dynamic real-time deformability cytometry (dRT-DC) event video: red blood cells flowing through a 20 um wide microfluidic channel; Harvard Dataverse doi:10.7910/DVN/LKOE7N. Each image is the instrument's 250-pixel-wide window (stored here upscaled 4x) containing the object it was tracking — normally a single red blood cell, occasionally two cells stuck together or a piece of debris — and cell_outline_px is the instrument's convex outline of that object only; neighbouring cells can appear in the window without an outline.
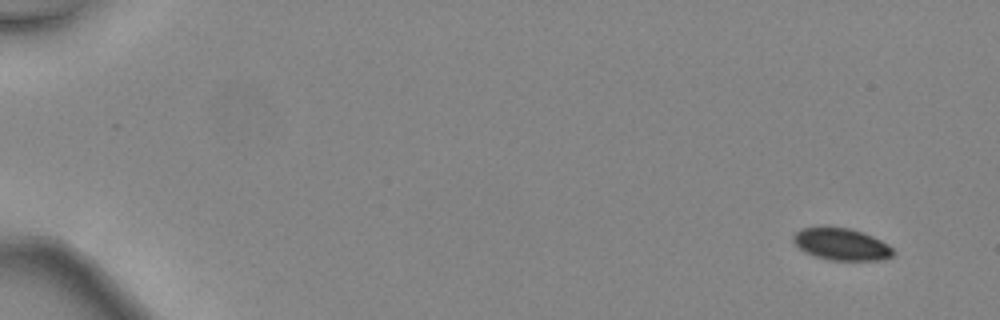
{"species": "common noctule bat (a hibernating species)", "species_latin": "Nyctalus noctula", "temperature_condition": "warm", "stored_images_in_passage": 44, "camera_frame_rate_fps": 3000, "um_per_image_px": 0.085, "animal": {"sex": "female", "body_mass_g": 24.6, "forearm_length_mm": 56.2}, "frame": {"image": 1, "passage_image": 1, "time_ms": 0.0, "image_size_px": [1000, 320], "cell_outline_px": [[896, 252], [892, 256], [880, 260], [828, 260], [804, 252], [792, 240], [792, 236], [800, 228], [824, 224], [848, 228], [872, 236], [888, 244]], "centroid_in_image_um": [71.47, 20.72], "position_along_channel_um": 13.5, "area_um2": 19.02}}
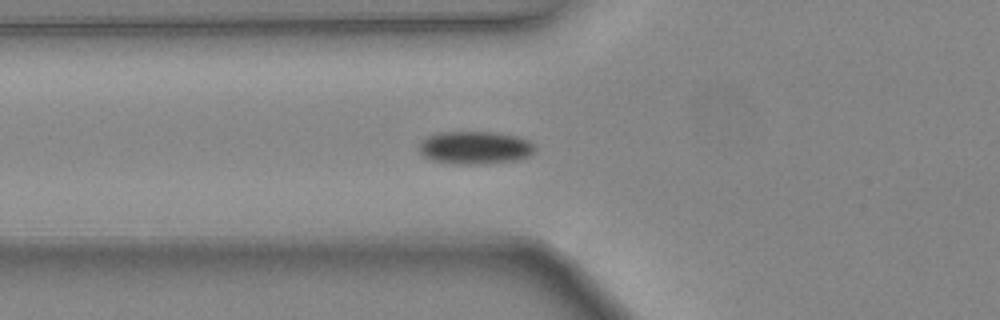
{"frame": {"image": 2, "passage_image": 17, "time_ms": 5.333, "image_size_px": [1000, 320], "cell_outline_px": [[536, 152], [528, 156], [516, 160], [480, 164], [452, 164], [432, 160], [424, 156], [420, 152], [420, 140], [428, 136], [440, 132], [496, 132], [516, 136], [528, 140], [536, 144]], "centroid_in_image_um": [40.4, 12.55], "position_along_channel_um": 85.4, "area_um2": 22.37}}
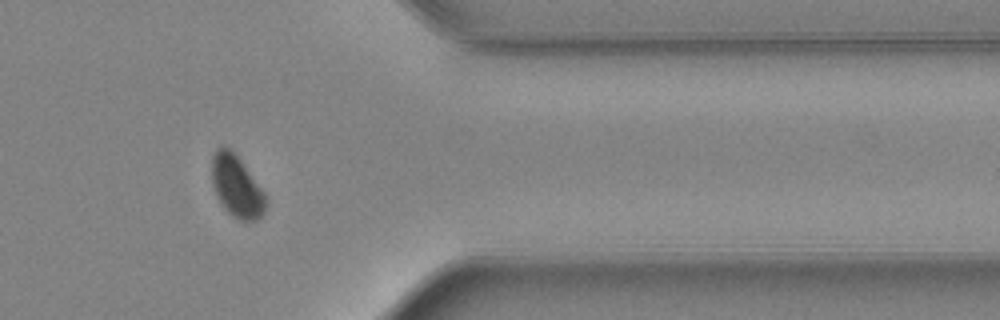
{"frame": {"image": 3, "passage_image": 38, "time_ms": 12.333, "image_size_px": [1000, 320], "cell_outline_px": [[268, 200], [264, 212], [256, 220], [240, 220], [232, 216], [224, 208], [216, 196], [212, 184], [212, 156], [216, 148], [220, 144], [228, 148], [240, 160], [264, 192]], "centroid_in_image_um": [20.1, 15.84], "position_along_channel_um": 391.3, "area_um2": 19.31}}